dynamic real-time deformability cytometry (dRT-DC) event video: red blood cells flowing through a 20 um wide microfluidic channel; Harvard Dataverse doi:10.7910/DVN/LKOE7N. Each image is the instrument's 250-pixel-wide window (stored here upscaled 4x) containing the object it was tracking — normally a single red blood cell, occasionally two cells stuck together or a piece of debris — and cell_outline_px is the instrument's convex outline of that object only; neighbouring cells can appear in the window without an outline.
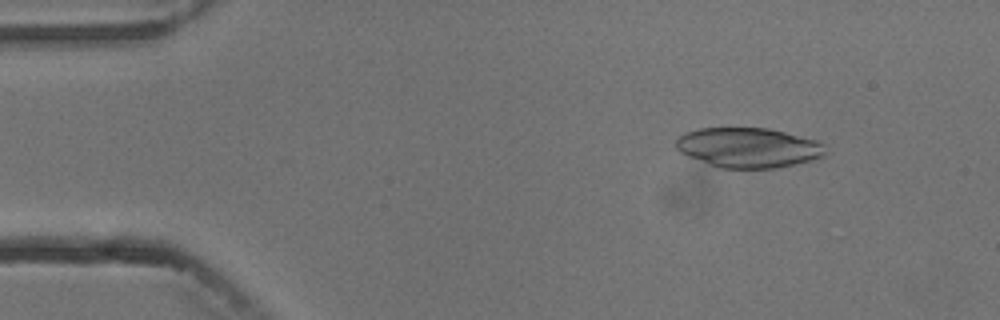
{"species": "common noctule bat (a hibernating species)", "species_latin": "Nyctalus noctula", "temperature_condition": "cold", "stored_images_in_passage": 3, "camera_frame_rate_fps": 3000, "um_per_image_px": 0.085, "animal": {"sex": "male", "body_mass_g": 13.3}, "frame": {"image": 1, "passage_image": 1, "time_ms": 0.0, "image_size_px": [1000, 320], "cell_outline_px": [[828, 152], [824, 156], [812, 160], [772, 168], [720, 168], [708, 164], [688, 156], [680, 152], [676, 148], [676, 140], [684, 132], [700, 128], [768, 128], [816, 140], [824, 144]], "centroid_in_image_um": [63.61, 12.54], "position_along_channel_um": 21.4, "area_um2": 34.68}}